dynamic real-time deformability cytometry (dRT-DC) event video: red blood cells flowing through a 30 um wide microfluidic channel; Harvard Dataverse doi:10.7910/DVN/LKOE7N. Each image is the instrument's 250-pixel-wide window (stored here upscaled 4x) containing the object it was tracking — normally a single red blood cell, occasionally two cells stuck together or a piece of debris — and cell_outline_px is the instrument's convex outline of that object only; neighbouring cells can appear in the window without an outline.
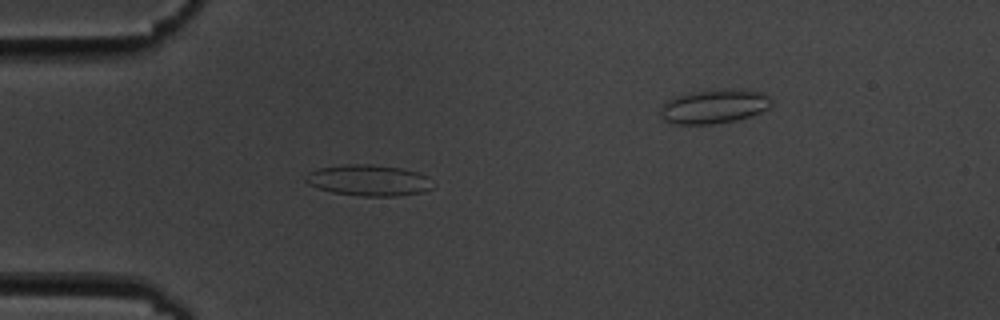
{"species": "common noctule bat (a hibernating species)", "species_latin": "Nyctalus noctula", "temperature_condition": "cold", "stored_images_in_passage": 51, "camera_frame_rate_fps": 3000, "um_per_image_px": 0.085, "animal": {"sex": "male", "body_mass_g": 19.5, "forearm_length_mm": 54.6}, "frame": {"image": 1, "passage_image": 16, "time_ms": 5.0, "image_size_px": [1000, 320], "cell_outline_px": [[436, 184], [432, 188], [420, 192], [396, 196], [364, 196], [332, 192], [308, 184], [304, 180], [304, 176], [308, 172], [320, 168], [344, 164], [372, 164], [400, 168], [420, 172], [428, 176]], "centroid_in_image_um": [31.37, 15.31], "position_along_channel_um": 53.6, "area_um2": 23.18}}
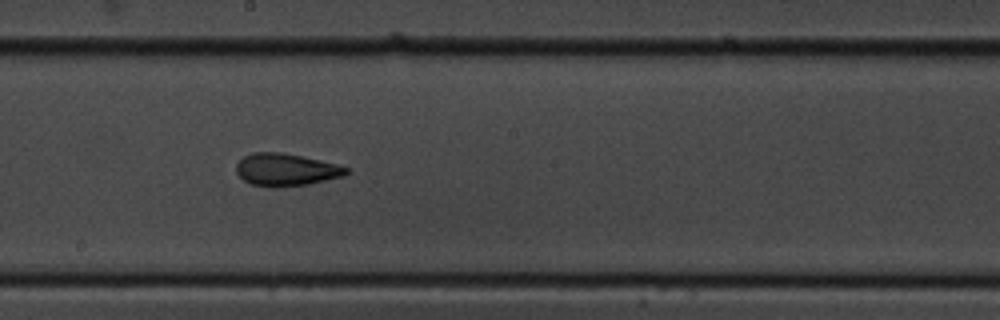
{"frame": {"image": 2, "passage_image": 31, "time_ms": 10.0, "image_size_px": [1000, 320], "cell_outline_px": [[352, 172], [344, 176], [308, 184], [276, 188], [272, 188], [252, 184], [244, 180], [236, 172], [236, 164], [244, 156], [252, 152], [280, 152], [320, 160], [336, 164], [348, 168]], "centroid_in_image_um": [24.31, 14.43], "position_along_channel_um": 223.9, "area_um2": 20.87}}
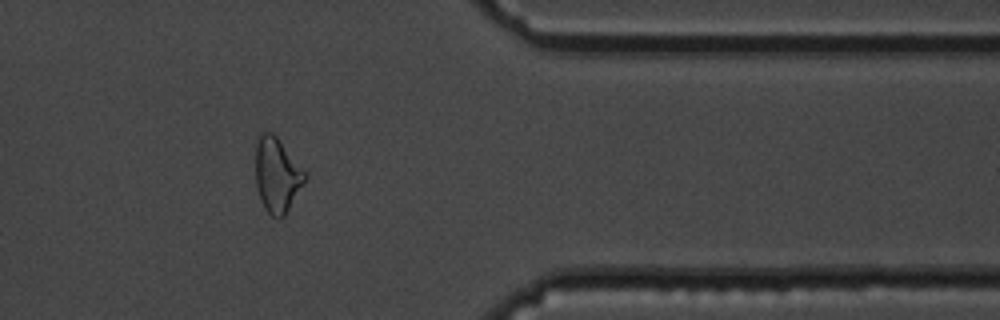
{"frame": {"image": 3, "passage_image": 46, "time_ms": 15.0, "image_size_px": [1000, 320], "cell_outline_px": [[308, 176], [284, 216], [272, 216], [264, 208], [260, 200], [256, 184], [256, 144], [260, 132], [272, 132], [276, 136], [308, 172]], "centroid_in_image_um": [23.56, 14.84], "position_along_channel_um": 387.8, "area_um2": 21.5}, "authors_computed_cell_mechanics": {"area_um2": 21.5594, "velocity_mm_per_s": 3.5799, "shape_relaxation_time_tau1_ms": null, "shape_relaxation_time_tau2_ms": 2.2318, "deformation_change_tau1": null, "deformation_change_tau2": 0.0872}}